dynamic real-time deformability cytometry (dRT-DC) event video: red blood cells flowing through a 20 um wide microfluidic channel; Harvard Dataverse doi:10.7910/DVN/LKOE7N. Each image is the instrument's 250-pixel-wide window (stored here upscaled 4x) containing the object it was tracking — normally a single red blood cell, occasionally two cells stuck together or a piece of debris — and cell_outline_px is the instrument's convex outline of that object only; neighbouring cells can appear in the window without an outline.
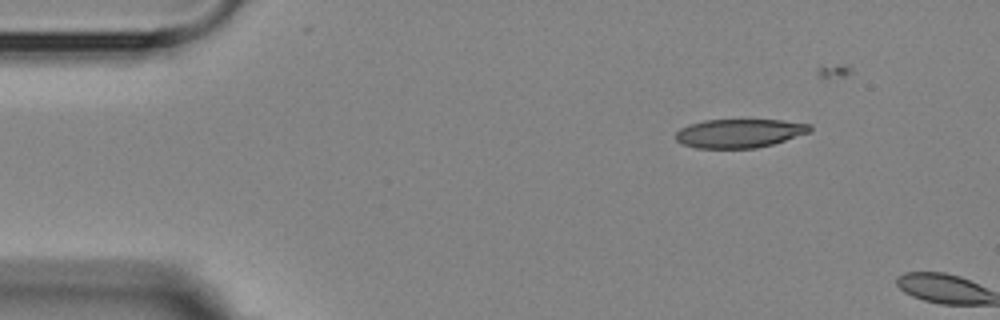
{"species": "Egyptian fruit bat (a non-hibernating species)", "species_latin": "Rousettus aegyptiacus", "temperature_condition": "room temperature", "stored_images_in_passage": 2, "camera_frame_rate_fps": 3000, "um_per_image_px": 0.085, "animal": {"sex": "female"}, "frame": {"image": 1, "passage_image": 1, "time_ms": 0.0, "image_size_px": [1000, 320], "cell_outline_px": [[812, 132], [772, 144], [756, 148], [696, 148], [680, 144], [676, 140], [676, 132], [680, 128], [688, 124], [704, 120], [780, 120], [812, 124]], "centroid_in_image_um": [62.85, 11.33], "position_along_channel_um": 22.2, "area_um2": 22.66}}